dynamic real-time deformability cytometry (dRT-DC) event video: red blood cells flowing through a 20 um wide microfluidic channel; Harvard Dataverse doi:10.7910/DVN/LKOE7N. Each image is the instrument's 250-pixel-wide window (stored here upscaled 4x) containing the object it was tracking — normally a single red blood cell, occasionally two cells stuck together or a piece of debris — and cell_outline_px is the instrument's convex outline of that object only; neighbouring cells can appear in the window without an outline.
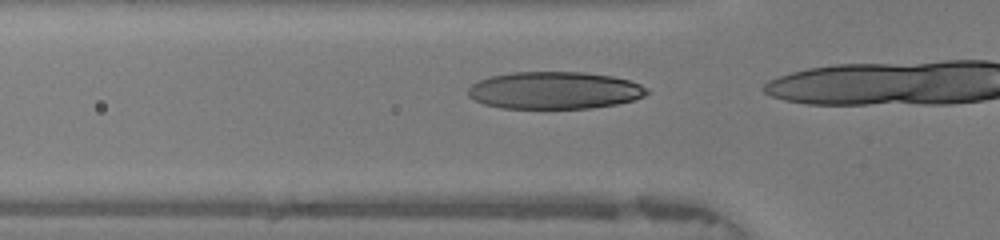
{"species": "human", "species_latin": "Homo sapiens", "temperature_condition": "warm", "stored_images_in_passage": 14, "camera_frame_rate_fps": 3000, "um_per_image_px": 0.085, "donor": {"sex": "female"}, "frame": {"image": 1, "passage_image": 10, "time_ms": 3.0, "image_size_px": [1000, 240], "cell_outline_px": [[648, 92], [644, 96], [632, 100], [616, 104], [592, 108], [500, 108], [484, 104], [468, 96], [468, 88], [472, 84], [480, 80], [492, 76], [512, 72], [584, 72], [612, 76], [628, 80], [640, 84], [648, 88]], "centroid_in_image_um": [47.13, 7.68], "position_along_channel_um": 78.7, "area_um2": 38.78}}